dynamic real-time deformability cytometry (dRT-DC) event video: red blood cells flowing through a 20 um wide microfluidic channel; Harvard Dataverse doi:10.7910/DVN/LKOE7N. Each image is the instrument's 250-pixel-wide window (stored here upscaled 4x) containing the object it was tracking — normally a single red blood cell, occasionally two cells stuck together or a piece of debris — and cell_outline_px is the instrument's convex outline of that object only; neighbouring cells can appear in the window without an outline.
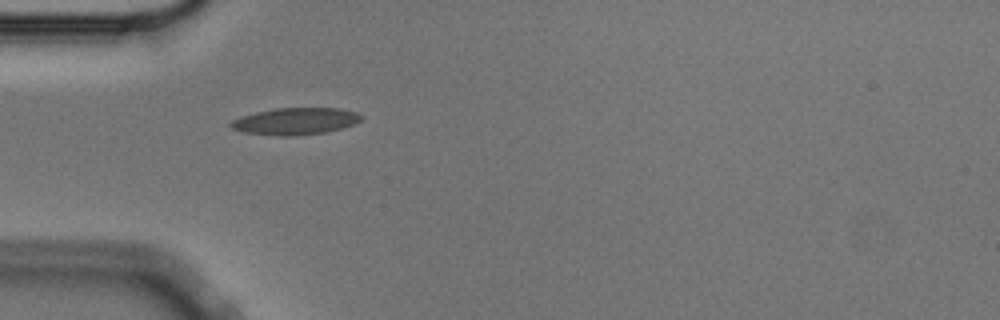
{"species": "Egyptian fruit bat (a non-hibernating species)", "species_latin": "Rousettus aegyptiacus", "temperature_condition": "cold", "stored_images_in_passage": 42, "camera_frame_rate_fps": 3000, "um_per_image_px": 0.085, "animal": {"sex": "male"}, "frame": {"image": 1, "passage_image": 3, "time_ms": 0.667, "image_size_px": [1000, 320], "cell_outline_px": [[364, 116], [356, 124], [328, 132], [296, 136], [280, 136], [244, 132], [232, 128], [228, 124], [232, 120], [240, 116], [256, 112], [276, 108], [340, 108], [356, 112]], "centroid_in_image_um": [25.13, 10.3], "position_along_channel_um": 59.9, "area_um2": 20.63}}
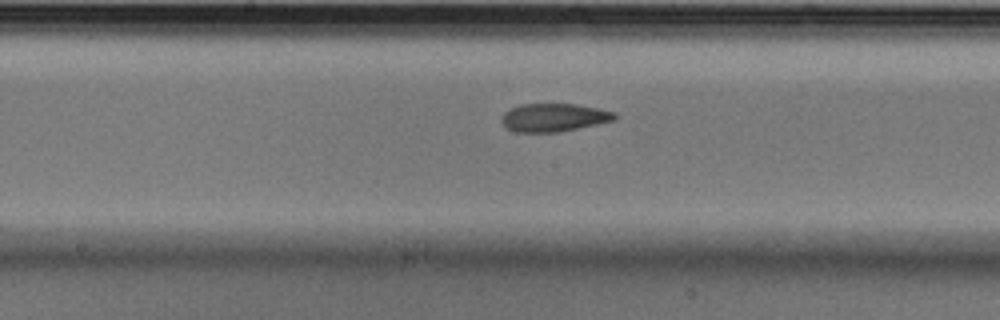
{"frame": {"image": 2, "passage_image": 15, "time_ms": 4.667, "image_size_px": [1000, 320], "cell_outline_px": [[616, 120], [560, 132], [516, 132], [508, 128], [500, 120], [504, 112], [520, 104], [576, 104], [600, 108], [616, 112]], "centroid_in_image_um": [47.11, 9.98], "position_along_channel_um": 201.1, "area_um2": 18.61}}
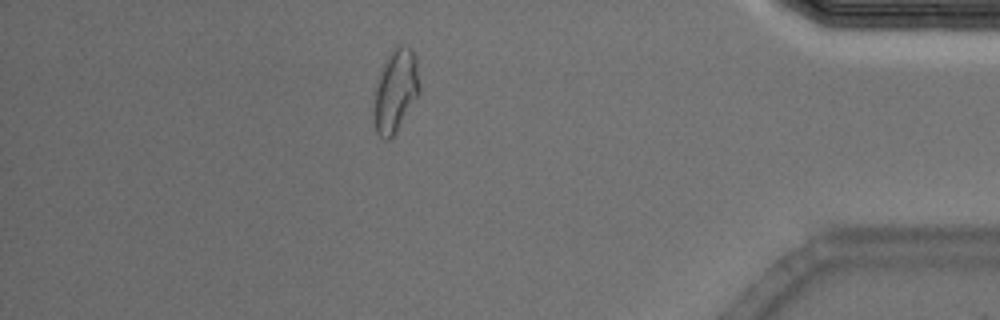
{"frame": {"image": 3, "passage_image": 35, "time_ms": 11.333, "image_size_px": [1000, 320], "cell_outline_px": [[420, 92], [392, 136], [388, 140], [384, 140], [376, 132], [376, 80], [388, 56], [400, 44], [408, 44], [412, 48], [416, 56], [420, 88]], "centroid_in_image_um": [33.67, 7.64], "position_along_channel_um": 401.5, "area_um2": 21.27}, "authors_computed_cell_mechanics": {"area_um2": 19.5364, "velocity_mm_per_s": 3.5865, "shape_relaxation_time_tau1_ms": null, "shape_relaxation_time_tau2_ms": 3.01, "deformation_change_tau1": null, "deformation_change_tau2": 0.0851}}